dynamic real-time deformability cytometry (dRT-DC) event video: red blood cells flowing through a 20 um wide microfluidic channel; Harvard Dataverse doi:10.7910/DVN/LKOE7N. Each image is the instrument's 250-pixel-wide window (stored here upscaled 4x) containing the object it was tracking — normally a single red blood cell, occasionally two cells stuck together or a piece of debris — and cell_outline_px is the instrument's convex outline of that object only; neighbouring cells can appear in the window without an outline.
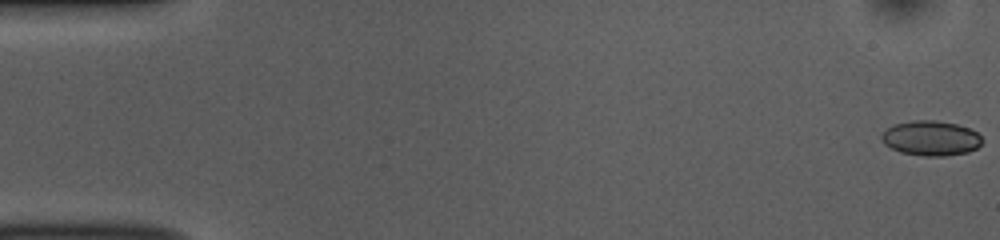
{"species": "common noctule bat (a hibernating species)", "species_latin": "Nyctalus noctula", "temperature_condition": "room temperature", "stored_images_in_passage": 46, "camera_frame_rate_fps": 3000, "um_per_image_px": 0.085, "animal": {"sex": "female", "body_mass_g": 10.0, "forearm_length_mm": 53.1}, "frame": {"image": 1, "passage_image": 1, "time_ms": 0.0, "image_size_px": [1000, 240], "cell_outline_px": [[984, 140], [976, 148], [968, 152], [944, 156], [924, 156], [900, 152], [884, 144], [880, 140], [880, 136], [892, 124], [912, 120], [936, 120], [956, 124], [972, 128]], "centroid_in_image_um": [79.12, 11.74], "position_along_channel_um": 5.9, "area_um2": 20.63}}
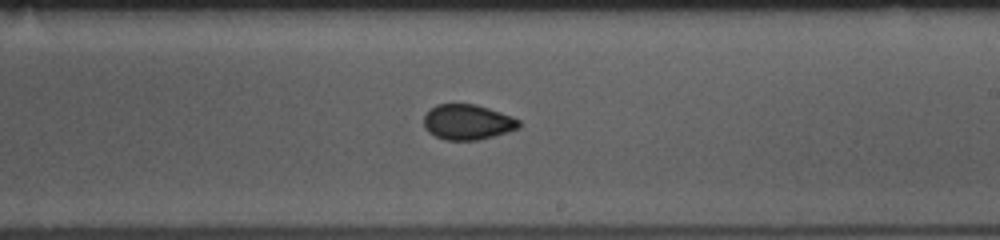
{"frame": {"image": 2, "passage_image": 31, "time_ms": 10.0, "image_size_px": [1000, 240], "cell_outline_px": [[520, 128], [492, 136], [476, 140], [444, 140], [428, 132], [424, 128], [424, 116], [436, 104], [476, 104], [500, 112], [520, 120]], "centroid_in_image_um": [39.73, 10.38], "position_along_channel_um": 249.3, "area_um2": 19.42}}
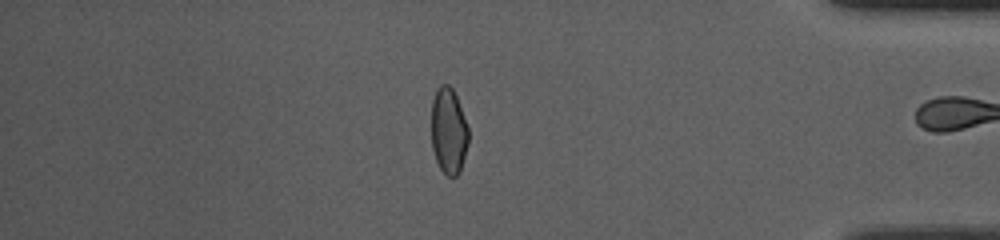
{"frame": {"image": 3, "passage_image": 45, "time_ms": 14.667, "image_size_px": [1000, 240], "cell_outline_px": [[468, 144], [460, 172], [456, 176], [448, 176], [440, 168], [436, 160], [432, 148], [432, 100], [436, 88], [440, 84], [448, 84], [452, 88], [456, 96], [468, 128]], "centroid_in_image_um": [38.12, 11.12], "position_along_channel_um": 397.1, "area_um2": 18.55}, "authors_computed_cell_mechanics": {"area_um2": 19.8543, "velocity_mm_per_s": 3.8716, "shape_relaxation_time_tau1_ms": 4.7582, "shape_relaxation_time_tau2_ms": 1.5891, "deformation_change_tau1": 0.0825, "deformation_change_tau2": 0.0396}}